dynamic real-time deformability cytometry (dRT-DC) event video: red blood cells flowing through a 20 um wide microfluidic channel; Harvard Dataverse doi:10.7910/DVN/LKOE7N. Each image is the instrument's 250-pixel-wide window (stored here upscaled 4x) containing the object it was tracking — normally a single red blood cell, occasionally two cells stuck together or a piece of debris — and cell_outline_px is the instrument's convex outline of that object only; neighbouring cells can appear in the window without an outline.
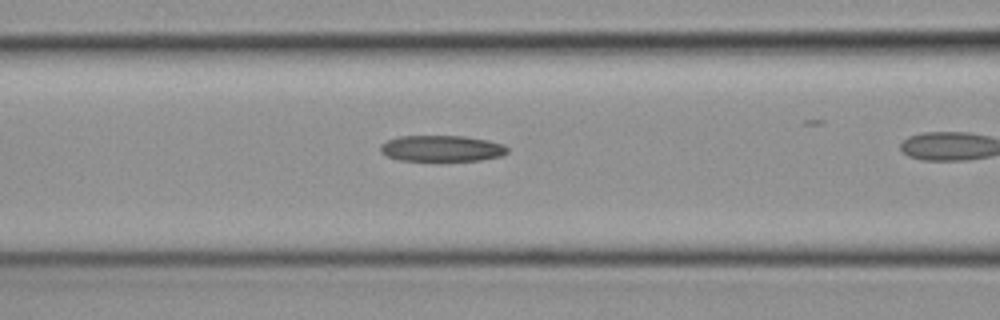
{"species": "common noctule bat (a hibernating species)", "species_latin": "Nyctalus noctula", "temperature_condition": "cold", "stored_images_in_passage": 25, "camera_frame_rate_fps": 3000, "um_per_image_px": 0.085, "animal": {"sex": "female", "body_mass_g": 19.3, "forearm_length_mm": 54.1}, "frame": {"image": 1, "passage_image": 18, "time_ms": 5.667, "image_size_px": [1000, 320], "cell_outline_px": [[508, 152], [500, 156], [480, 160], [400, 160], [388, 156], [380, 152], [380, 144], [388, 140], [400, 136], [464, 136], [488, 140], [504, 144], [508, 148]], "centroid_in_image_um": [37.55, 12.61], "position_along_channel_um": 129.0, "area_um2": 19.19}}